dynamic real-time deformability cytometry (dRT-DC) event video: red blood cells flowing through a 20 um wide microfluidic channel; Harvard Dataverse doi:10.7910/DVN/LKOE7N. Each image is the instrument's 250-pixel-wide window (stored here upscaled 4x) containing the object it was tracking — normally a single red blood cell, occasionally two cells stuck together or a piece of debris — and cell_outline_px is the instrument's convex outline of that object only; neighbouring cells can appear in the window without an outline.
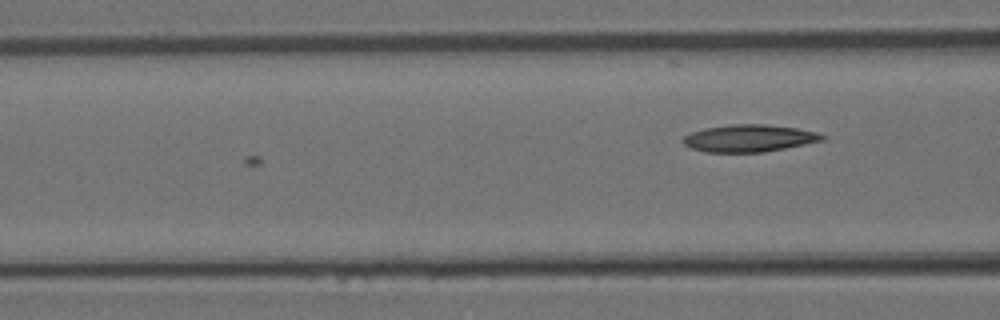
{"species": "Egyptian fruit bat (a non-hibernating species)", "species_latin": "Rousettus aegyptiacus", "temperature_condition": "room temperature", "stored_images_in_passage": 9, "camera_frame_rate_fps": 3000, "um_per_image_px": 0.085, "animal": {"sex": "female"}, "frame": {"image": 1, "passage_image": 9, "time_ms": 2.667, "image_size_px": [1000, 320], "cell_outline_px": [[828, 136], [824, 140], [764, 152], [704, 152], [692, 148], [684, 144], [680, 140], [684, 136], [692, 132], [704, 128], [732, 124], [764, 124], [796, 128], [816, 132]], "centroid_in_image_um": [63.66, 11.75], "position_along_channel_um": 102.9, "area_um2": 22.02}}